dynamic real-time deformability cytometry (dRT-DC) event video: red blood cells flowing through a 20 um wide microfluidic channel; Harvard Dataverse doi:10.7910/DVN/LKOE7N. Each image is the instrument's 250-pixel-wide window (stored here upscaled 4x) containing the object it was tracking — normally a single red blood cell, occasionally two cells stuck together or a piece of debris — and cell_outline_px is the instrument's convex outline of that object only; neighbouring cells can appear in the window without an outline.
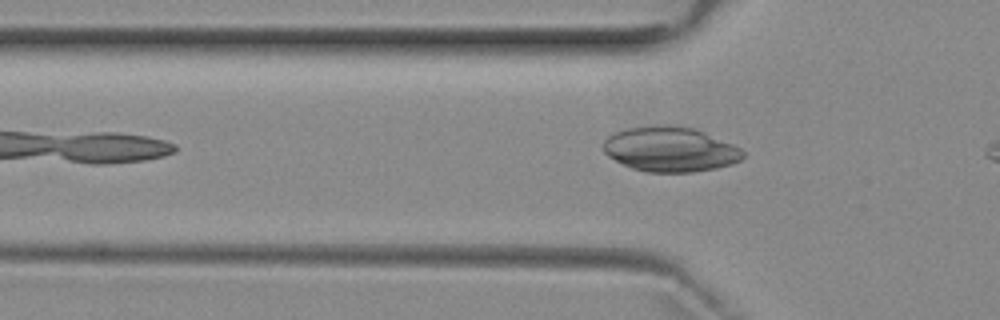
{"species": "common noctule bat (a hibernating species)", "species_latin": "Nyctalus noctula", "temperature_condition": "room temperature", "stored_images_in_passage": 2, "camera_frame_rate_fps": 3000, "um_per_image_px": 0.085, "animal": {"sex": "female", "body_mass_g": 29.2, "forearm_length_mm": 56.3}, "frame": {"image": 1, "passage_image": 2, "time_ms": 1.333, "image_size_px": [1000, 320], "cell_outline_px": [[744, 156], [740, 160], [732, 164], [716, 168], [692, 172], [648, 172], [632, 168], [608, 156], [604, 152], [604, 140], [608, 136], [616, 132], [628, 128], [652, 124], [676, 124], [692, 128], [704, 132], [732, 144], [740, 148], [744, 152]], "centroid_in_image_um": [56.96, 12.67], "position_along_channel_um": 68.8, "area_um2": 36.59}}